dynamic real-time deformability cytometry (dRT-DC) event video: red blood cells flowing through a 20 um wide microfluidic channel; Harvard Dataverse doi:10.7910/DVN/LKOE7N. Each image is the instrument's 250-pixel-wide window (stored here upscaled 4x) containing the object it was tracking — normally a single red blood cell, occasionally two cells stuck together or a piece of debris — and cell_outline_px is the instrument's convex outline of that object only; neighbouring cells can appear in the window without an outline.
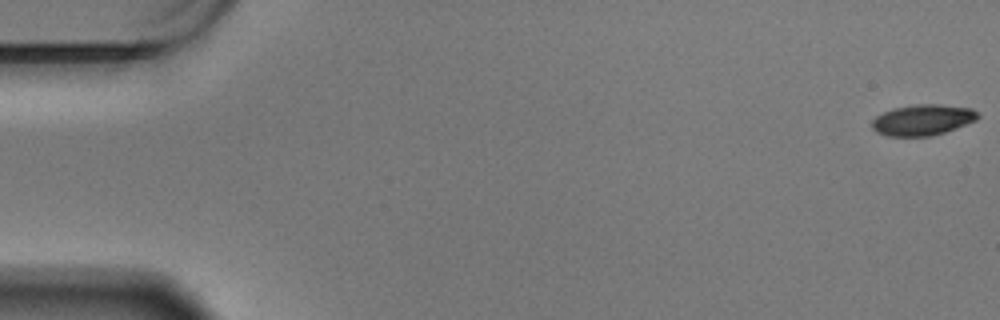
{"species": "Egyptian fruit bat (a non-hibernating species)", "species_latin": "Rousettus aegyptiacus", "temperature_condition": "warm", "stored_images_in_passage": 61, "segment_of_instrument_passage": [1, 2], "camera_frame_rate_fps": 3000, "um_per_image_px": 0.085, "animal": {"sex": "male"}, "frame": {"image": 1, "passage_image": 1, "time_ms": 0.0, "image_size_px": [1000, 320], "cell_outline_px": [[980, 116], [976, 120], [944, 132], [928, 136], [888, 136], [876, 132], [872, 128], [872, 120], [876, 116], [892, 108], [916, 104], [940, 104], [972, 108]], "centroid_in_image_um": [78.4, 10.18], "position_along_channel_um": 6.6, "area_um2": 18.96}}
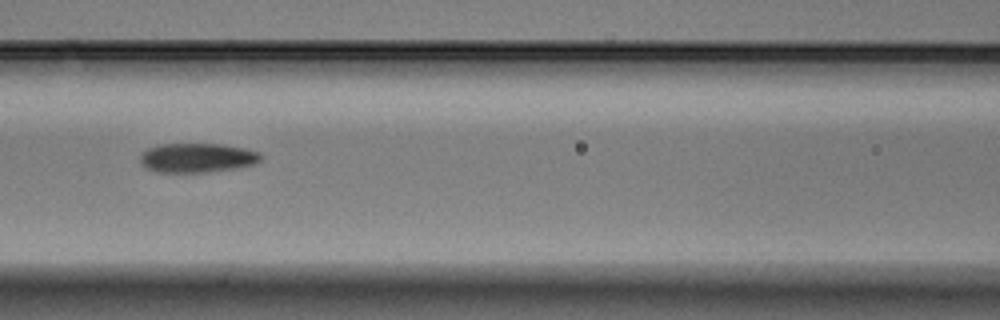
{"frame": {"image": 2, "passage_image": 27, "time_ms": 8.667, "image_size_px": [1000, 320], "cell_outline_px": [[264, 156], [256, 164], [236, 168], [208, 172], [156, 172], [144, 168], [140, 160], [140, 156], [148, 148], [160, 144], [220, 144], [244, 148], [260, 152]], "centroid_in_image_um": [16.78, 13.42], "position_along_channel_um": 149.8, "area_um2": 20.75}}
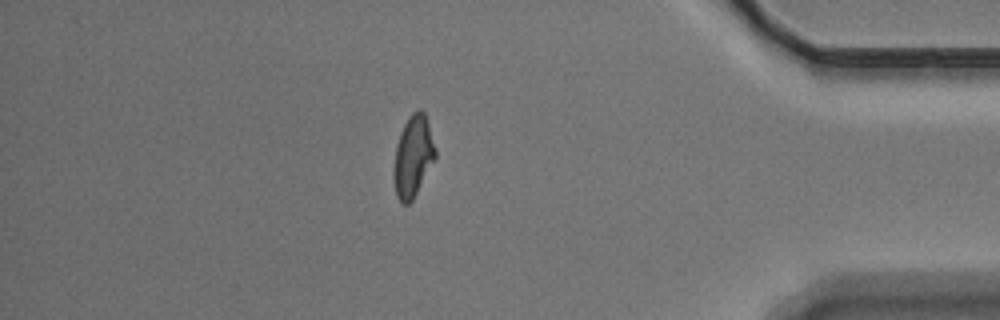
{"frame": {"image": 3, "passage_image": 52, "time_ms": 17.0, "image_size_px": [1000, 320], "cell_outline_px": [[436, 160], [412, 200], [408, 204], [404, 204], [396, 196], [396, 144], [400, 132], [408, 116], [416, 108], [420, 108], [424, 112], [436, 148]], "centroid_in_image_um": [35.16, 13.23], "position_along_channel_um": 400.0, "area_um2": 19.31}}